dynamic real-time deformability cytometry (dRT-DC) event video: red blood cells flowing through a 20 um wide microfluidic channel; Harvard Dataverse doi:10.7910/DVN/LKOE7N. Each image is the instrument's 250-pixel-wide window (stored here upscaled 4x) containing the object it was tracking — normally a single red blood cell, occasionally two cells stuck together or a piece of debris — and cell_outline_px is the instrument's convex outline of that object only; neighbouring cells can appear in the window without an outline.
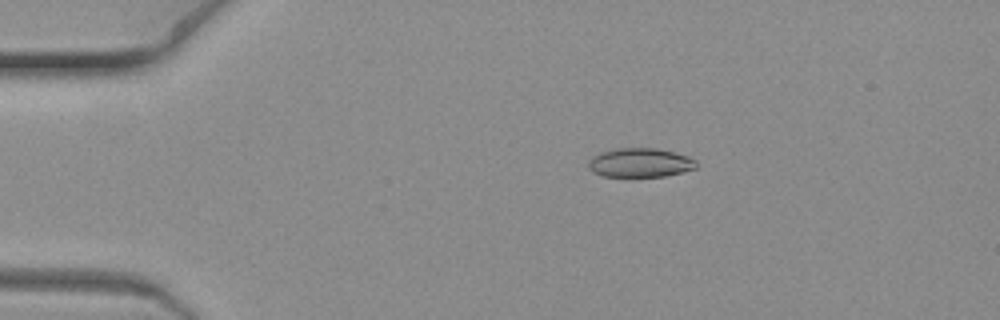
{"species": "common noctule bat (a hibernating species)", "species_latin": "Nyctalus noctula", "temperature_condition": "warm", "stored_images_in_passage": 6, "camera_frame_rate_fps": 3000, "um_per_image_px": 0.085, "animal": {"sex": "female", "body_mass_g": 19.3, "forearm_length_mm": 54.1}, "frame": {"image": 1, "passage_image": 1, "time_ms": 0.0, "image_size_px": [1000, 320], "cell_outline_px": [[696, 168], [664, 176], [604, 176], [592, 172], [588, 168], [588, 160], [592, 156], [600, 152], [616, 148], [656, 148], [688, 156], [696, 160]], "centroid_in_image_um": [54.36, 13.82], "position_along_channel_um": 30.6, "area_um2": 18.21}}
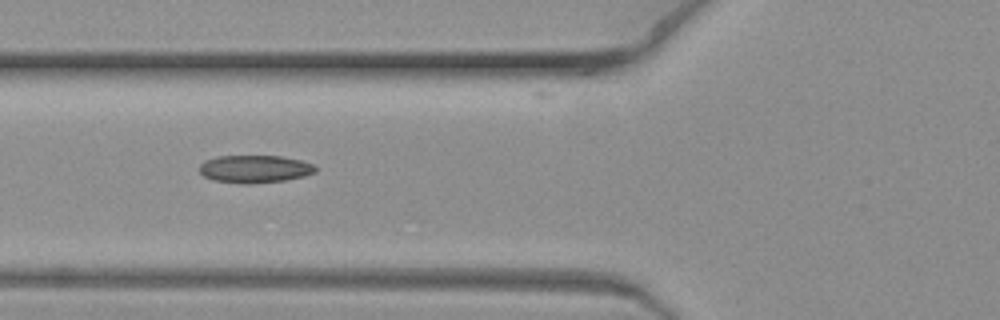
{"frame": {"image": 2, "passage_image": 5, "time_ms": 1.333, "image_size_px": [1000, 320], "cell_outline_px": [[316, 172], [304, 176], [284, 180], [248, 184], [240, 184], [212, 180], [204, 176], [200, 172], [200, 164], [204, 160], [216, 156], [280, 156], [300, 160], [312, 164], [316, 168]], "centroid_in_image_um": [21.61, 14.36], "position_along_channel_um": 104.2, "area_um2": 18.73}}
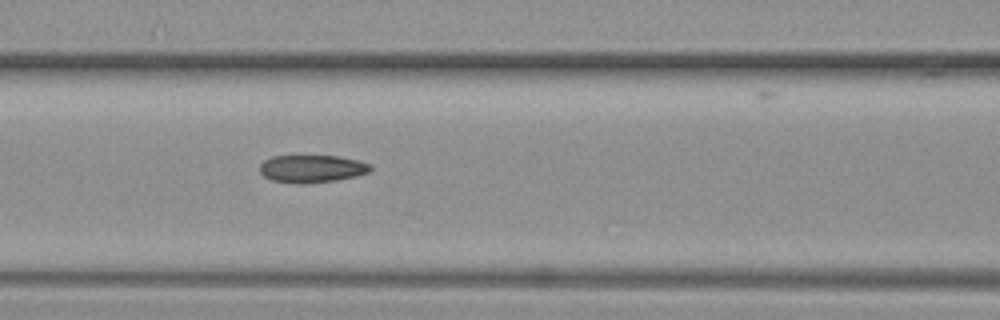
{"frame": {"image": 3, "passage_image": 6, "time_ms": 1.667, "image_size_px": [1000, 320], "cell_outline_px": [[372, 168], [368, 172], [356, 176], [336, 180], [304, 184], [300, 184], [272, 180], [264, 176], [260, 172], [260, 164], [264, 160], [272, 156], [340, 156], [360, 160], [372, 164]], "centroid_in_image_um": [26.53, 14.33], "position_along_channel_um": 140.1, "area_um2": 17.92}}